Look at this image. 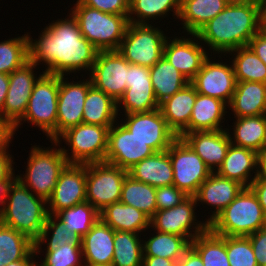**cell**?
<instances>
[{"label":"cell","mask_w":266,"mask_h":266,"mask_svg":"<svg viewBox=\"0 0 266 266\" xmlns=\"http://www.w3.org/2000/svg\"><path fill=\"white\" fill-rule=\"evenodd\" d=\"M11 181L12 180H0V215L2 214L5 205L6 192Z\"/></svg>","instance_id":"cell-60"},{"label":"cell","mask_w":266,"mask_h":266,"mask_svg":"<svg viewBox=\"0 0 266 266\" xmlns=\"http://www.w3.org/2000/svg\"><path fill=\"white\" fill-rule=\"evenodd\" d=\"M99 216L115 231L143 234L150 227V218L145 213L121 201L106 206Z\"/></svg>","instance_id":"cell-31"},{"label":"cell","mask_w":266,"mask_h":266,"mask_svg":"<svg viewBox=\"0 0 266 266\" xmlns=\"http://www.w3.org/2000/svg\"><path fill=\"white\" fill-rule=\"evenodd\" d=\"M118 120L155 152L166 151L178 138L169 128L159 108L148 112L122 115Z\"/></svg>","instance_id":"cell-17"},{"label":"cell","mask_w":266,"mask_h":266,"mask_svg":"<svg viewBox=\"0 0 266 266\" xmlns=\"http://www.w3.org/2000/svg\"><path fill=\"white\" fill-rule=\"evenodd\" d=\"M134 180L155 188L173 185V168L168 151L155 152L128 170Z\"/></svg>","instance_id":"cell-30"},{"label":"cell","mask_w":266,"mask_h":266,"mask_svg":"<svg viewBox=\"0 0 266 266\" xmlns=\"http://www.w3.org/2000/svg\"><path fill=\"white\" fill-rule=\"evenodd\" d=\"M85 266H111L114 254V230L100 218L81 239Z\"/></svg>","instance_id":"cell-24"},{"label":"cell","mask_w":266,"mask_h":266,"mask_svg":"<svg viewBox=\"0 0 266 266\" xmlns=\"http://www.w3.org/2000/svg\"><path fill=\"white\" fill-rule=\"evenodd\" d=\"M118 117L117 102L91 85L84 102L83 123L112 126L118 120Z\"/></svg>","instance_id":"cell-34"},{"label":"cell","mask_w":266,"mask_h":266,"mask_svg":"<svg viewBox=\"0 0 266 266\" xmlns=\"http://www.w3.org/2000/svg\"><path fill=\"white\" fill-rule=\"evenodd\" d=\"M227 4L266 3V0H223Z\"/></svg>","instance_id":"cell-61"},{"label":"cell","mask_w":266,"mask_h":266,"mask_svg":"<svg viewBox=\"0 0 266 266\" xmlns=\"http://www.w3.org/2000/svg\"><path fill=\"white\" fill-rule=\"evenodd\" d=\"M48 23L38 31V38L27 30L29 61L43 66L46 74H89L99 50L82 35L72 14L68 11L65 18L61 15Z\"/></svg>","instance_id":"cell-1"},{"label":"cell","mask_w":266,"mask_h":266,"mask_svg":"<svg viewBox=\"0 0 266 266\" xmlns=\"http://www.w3.org/2000/svg\"><path fill=\"white\" fill-rule=\"evenodd\" d=\"M244 188L239 182L222 177L216 172L211 175L200 185L197 193L194 195L198 207L207 208L208 216L204 214L206 222L209 224L217 215L225 209ZM207 205V206H206ZM211 212V213H210Z\"/></svg>","instance_id":"cell-21"},{"label":"cell","mask_w":266,"mask_h":266,"mask_svg":"<svg viewBox=\"0 0 266 266\" xmlns=\"http://www.w3.org/2000/svg\"><path fill=\"white\" fill-rule=\"evenodd\" d=\"M167 151L173 168V185L187 196H194L211 170L182 138L178 137Z\"/></svg>","instance_id":"cell-12"},{"label":"cell","mask_w":266,"mask_h":266,"mask_svg":"<svg viewBox=\"0 0 266 266\" xmlns=\"http://www.w3.org/2000/svg\"><path fill=\"white\" fill-rule=\"evenodd\" d=\"M227 110L228 105L222 100L197 93L189 125L178 137L182 138L186 133L196 131L226 129L225 124L229 123L226 119Z\"/></svg>","instance_id":"cell-23"},{"label":"cell","mask_w":266,"mask_h":266,"mask_svg":"<svg viewBox=\"0 0 266 266\" xmlns=\"http://www.w3.org/2000/svg\"><path fill=\"white\" fill-rule=\"evenodd\" d=\"M56 216L62 220L68 230L81 238L100 218L99 212L87 201L61 210Z\"/></svg>","instance_id":"cell-44"},{"label":"cell","mask_w":266,"mask_h":266,"mask_svg":"<svg viewBox=\"0 0 266 266\" xmlns=\"http://www.w3.org/2000/svg\"><path fill=\"white\" fill-rule=\"evenodd\" d=\"M120 201L145 213L150 219L157 211L156 188L127 175L123 181Z\"/></svg>","instance_id":"cell-39"},{"label":"cell","mask_w":266,"mask_h":266,"mask_svg":"<svg viewBox=\"0 0 266 266\" xmlns=\"http://www.w3.org/2000/svg\"><path fill=\"white\" fill-rule=\"evenodd\" d=\"M190 246L200 255L204 266H230L226 251V236H220L209 228L195 237Z\"/></svg>","instance_id":"cell-40"},{"label":"cell","mask_w":266,"mask_h":266,"mask_svg":"<svg viewBox=\"0 0 266 266\" xmlns=\"http://www.w3.org/2000/svg\"><path fill=\"white\" fill-rule=\"evenodd\" d=\"M178 266H204L200 255L189 246L178 260Z\"/></svg>","instance_id":"cell-55"},{"label":"cell","mask_w":266,"mask_h":266,"mask_svg":"<svg viewBox=\"0 0 266 266\" xmlns=\"http://www.w3.org/2000/svg\"><path fill=\"white\" fill-rule=\"evenodd\" d=\"M227 3L223 0H181L180 14L177 20L178 31L196 34L208 21L218 15ZM181 21V22H180ZM180 22V23H179Z\"/></svg>","instance_id":"cell-28"},{"label":"cell","mask_w":266,"mask_h":266,"mask_svg":"<svg viewBox=\"0 0 266 266\" xmlns=\"http://www.w3.org/2000/svg\"><path fill=\"white\" fill-rule=\"evenodd\" d=\"M152 83L150 79V68L134 65L128 62V77L126 84Z\"/></svg>","instance_id":"cell-51"},{"label":"cell","mask_w":266,"mask_h":266,"mask_svg":"<svg viewBox=\"0 0 266 266\" xmlns=\"http://www.w3.org/2000/svg\"><path fill=\"white\" fill-rule=\"evenodd\" d=\"M250 188L256 194L262 210L266 215V178L256 177L252 181Z\"/></svg>","instance_id":"cell-54"},{"label":"cell","mask_w":266,"mask_h":266,"mask_svg":"<svg viewBox=\"0 0 266 266\" xmlns=\"http://www.w3.org/2000/svg\"><path fill=\"white\" fill-rule=\"evenodd\" d=\"M209 55L197 35L191 33L174 32L167 37L163 47V56L189 81L201 70Z\"/></svg>","instance_id":"cell-15"},{"label":"cell","mask_w":266,"mask_h":266,"mask_svg":"<svg viewBox=\"0 0 266 266\" xmlns=\"http://www.w3.org/2000/svg\"><path fill=\"white\" fill-rule=\"evenodd\" d=\"M18 35L0 40V73L11 74L29 61L27 33Z\"/></svg>","instance_id":"cell-43"},{"label":"cell","mask_w":266,"mask_h":266,"mask_svg":"<svg viewBox=\"0 0 266 266\" xmlns=\"http://www.w3.org/2000/svg\"><path fill=\"white\" fill-rule=\"evenodd\" d=\"M71 77L59 75L56 139L69 128L83 123L84 102L92 83L88 75Z\"/></svg>","instance_id":"cell-14"},{"label":"cell","mask_w":266,"mask_h":266,"mask_svg":"<svg viewBox=\"0 0 266 266\" xmlns=\"http://www.w3.org/2000/svg\"><path fill=\"white\" fill-rule=\"evenodd\" d=\"M35 253L37 258H39L37 259L38 266H85L82 246L65 244L62 247H58L55 251H35Z\"/></svg>","instance_id":"cell-45"},{"label":"cell","mask_w":266,"mask_h":266,"mask_svg":"<svg viewBox=\"0 0 266 266\" xmlns=\"http://www.w3.org/2000/svg\"><path fill=\"white\" fill-rule=\"evenodd\" d=\"M86 201V164H68L60 173L52 195L47 200L48 214Z\"/></svg>","instance_id":"cell-20"},{"label":"cell","mask_w":266,"mask_h":266,"mask_svg":"<svg viewBox=\"0 0 266 266\" xmlns=\"http://www.w3.org/2000/svg\"><path fill=\"white\" fill-rule=\"evenodd\" d=\"M59 75L44 73L33 87L28 106L23 117L13 126L19 132L23 124L39 128L48 141L56 140ZM18 131V132H16Z\"/></svg>","instance_id":"cell-7"},{"label":"cell","mask_w":266,"mask_h":266,"mask_svg":"<svg viewBox=\"0 0 266 266\" xmlns=\"http://www.w3.org/2000/svg\"><path fill=\"white\" fill-rule=\"evenodd\" d=\"M142 236H144L142 238L143 256L162 257L178 262L185 250L190 246V243L184 237L171 233H162L154 230L151 226Z\"/></svg>","instance_id":"cell-33"},{"label":"cell","mask_w":266,"mask_h":266,"mask_svg":"<svg viewBox=\"0 0 266 266\" xmlns=\"http://www.w3.org/2000/svg\"><path fill=\"white\" fill-rule=\"evenodd\" d=\"M123 96L117 102V114L127 115L158 109L152 83L126 84Z\"/></svg>","instance_id":"cell-37"},{"label":"cell","mask_w":266,"mask_h":266,"mask_svg":"<svg viewBox=\"0 0 266 266\" xmlns=\"http://www.w3.org/2000/svg\"><path fill=\"white\" fill-rule=\"evenodd\" d=\"M265 25L266 3L227 4L196 35L212 55H226L248 46L250 39Z\"/></svg>","instance_id":"cell-2"},{"label":"cell","mask_w":266,"mask_h":266,"mask_svg":"<svg viewBox=\"0 0 266 266\" xmlns=\"http://www.w3.org/2000/svg\"><path fill=\"white\" fill-rule=\"evenodd\" d=\"M165 22L164 20L160 26L129 23L118 49L119 53L130 64L153 67L163 57L164 43L171 32L167 28H161Z\"/></svg>","instance_id":"cell-9"},{"label":"cell","mask_w":266,"mask_h":266,"mask_svg":"<svg viewBox=\"0 0 266 266\" xmlns=\"http://www.w3.org/2000/svg\"><path fill=\"white\" fill-rule=\"evenodd\" d=\"M9 87V74L0 73V119H3V107Z\"/></svg>","instance_id":"cell-57"},{"label":"cell","mask_w":266,"mask_h":266,"mask_svg":"<svg viewBox=\"0 0 266 266\" xmlns=\"http://www.w3.org/2000/svg\"><path fill=\"white\" fill-rule=\"evenodd\" d=\"M248 46L266 65V25L250 39Z\"/></svg>","instance_id":"cell-52"},{"label":"cell","mask_w":266,"mask_h":266,"mask_svg":"<svg viewBox=\"0 0 266 266\" xmlns=\"http://www.w3.org/2000/svg\"><path fill=\"white\" fill-rule=\"evenodd\" d=\"M10 149L0 152V180H13L15 178L17 169L15 166L17 164H15V157Z\"/></svg>","instance_id":"cell-50"},{"label":"cell","mask_w":266,"mask_h":266,"mask_svg":"<svg viewBox=\"0 0 266 266\" xmlns=\"http://www.w3.org/2000/svg\"><path fill=\"white\" fill-rule=\"evenodd\" d=\"M87 75L94 87L118 102L127 88L128 61L118 50L99 51Z\"/></svg>","instance_id":"cell-16"},{"label":"cell","mask_w":266,"mask_h":266,"mask_svg":"<svg viewBox=\"0 0 266 266\" xmlns=\"http://www.w3.org/2000/svg\"><path fill=\"white\" fill-rule=\"evenodd\" d=\"M188 196L174 185L156 188L157 210L170 209L179 205Z\"/></svg>","instance_id":"cell-47"},{"label":"cell","mask_w":266,"mask_h":266,"mask_svg":"<svg viewBox=\"0 0 266 266\" xmlns=\"http://www.w3.org/2000/svg\"><path fill=\"white\" fill-rule=\"evenodd\" d=\"M150 79L159 104L190 83L164 56L150 67Z\"/></svg>","instance_id":"cell-35"},{"label":"cell","mask_w":266,"mask_h":266,"mask_svg":"<svg viewBox=\"0 0 266 266\" xmlns=\"http://www.w3.org/2000/svg\"><path fill=\"white\" fill-rule=\"evenodd\" d=\"M180 3L181 0H130L128 21L136 24L159 23L160 25L164 18H168L166 19L168 21L172 16L175 23L180 14Z\"/></svg>","instance_id":"cell-32"},{"label":"cell","mask_w":266,"mask_h":266,"mask_svg":"<svg viewBox=\"0 0 266 266\" xmlns=\"http://www.w3.org/2000/svg\"><path fill=\"white\" fill-rule=\"evenodd\" d=\"M154 153L149 145L135 137L119 120L109 128L105 162L128 171Z\"/></svg>","instance_id":"cell-18"},{"label":"cell","mask_w":266,"mask_h":266,"mask_svg":"<svg viewBox=\"0 0 266 266\" xmlns=\"http://www.w3.org/2000/svg\"><path fill=\"white\" fill-rule=\"evenodd\" d=\"M70 6L68 11L78 22L82 35L94 47L99 51L119 49L129 24L128 15L104 13L82 5L78 0Z\"/></svg>","instance_id":"cell-6"},{"label":"cell","mask_w":266,"mask_h":266,"mask_svg":"<svg viewBox=\"0 0 266 266\" xmlns=\"http://www.w3.org/2000/svg\"><path fill=\"white\" fill-rule=\"evenodd\" d=\"M33 250L28 236L0 222V266L25 259Z\"/></svg>","instance_id":"cell-41"},{"label":"cell","mask_w":266,"mask_h":266,"mask_svg":"<svg viewBox=\"0 0 266 266\" xmlns=\"http://www.w3.org/2000/svg\"><path fill=\"white\" fill-rule=\"evenodd\" d=\"M41 70L42 67L28 61L9 74V87L3 107V119L12 126L25 114L33 87L44 74L43 70L40 72Z\"/></svg>","instance_id":"cell-19"},{"label":"cell","mask_w":266,"mask_h":266,"mask_svg":"<svg viewBox=\"0 0 266 266\" xmlns=\"http://www.w3.org/2000/svg\"><path fill=\"white\" fill-rule=\"evenodd\" d=\"M257 177L266 178V146L257 152Z\"/></svg>","instance_id":"cell-58"},{"label":"cell","mask_w":266,"mask_h":266,"mask_svg":"<svg viewBox=\"0 0 266 266\" xmlns=\"http://www.w3.org/2000/svg\"><path fill=\"white\" fill-rule=\"evenodd\" d=\"M81 237L68 230L56 215L48 214L40 237L34 242L35 251H55L65 244L81 246ZM44 248V249H43Z\"/></svg>","instance_id":"cell-38"},{"label":"cell","mask_w":266,"mask_h":266,"mask_svg":"<svg viewBox=\"0 0 266 266\" xmlns=\"http://www.w3.org/2000/svg\"><path fill=\"white\" fill-rule=\"evenodd\" d=\"M216 173L250 187L257 177V152L231 144Z\"/></svg>","instance_id":"cell-26"},{"label":"cell","mask_w":266,"mask_h":266,"mask_svg":"<svg viewBox=\"0 0 266 266\" xmlns=\"http://www.w3.org/2000/svg\"><path fill=\"white\" fill-rule=\"evenodd\" d=\"M110 127L81 123L63 132L55 142L69 164L105 162Z\"/></svg>","instance_id":"cell-8"},{"label":"cell","mask_w":266,"mask_h":266,"mask_svg":"<svg viewBox=\"0 0 266 266\" xmlns=\"http://www.w3.org/2000/svg\"><path fill=\"white\" fill-rule=\"evenodd\" d=\"M190 83L197 93L220 99L229 105L236 88L231 61L227 59V55L210 54Z\"/></svg>","instance_id":"cell-13"},{"label":"cell","mask_w":266,"mask_h":266,"mask_svg":"<svg viewBox=\"0 0 266 266\" xmlns=\"http://www.w3.org/2000/svg\"><path fill=\"white\" fill-rule=\"evenodd\" d=\"M142 266H178V262L162 257L143 256Z\"/></svg>","instance_id":"cell-56"},{"label":"cell","mask_w":266,"mask_h":266,"mask_svg":"<svg viewBox=\"0 0 266 266\" xmlns=\"http://www.w3.org/2000/svg\"><path fill=\"white\" fill-rule=\"evenodd\" d=\"M265 227L266 215L250 187H244L208 224V228L220 236H248Z\"/></svg>","instance_id":"cell-5"},{"label":"cell","mask_w":266,"mask_h":266,"mask_svg":"<svg viewBox=\"0 0 266 266\" xmlns=\"http://www.w3.org/2000/svg\"><path fill=\"white\" fill-rule=\"evenodd\" d=\"M13 126L5 119H0V152L6 151L11 147L15 138Z\"/></svg>","instance_id":"cell-53"},{"label":"cell","mask_w":266,"mask_h":266,"mask_svg":"<svg viewBox=\"0 0 266 266\" xmlns=\"http://www.w3.org/2000/svg\"><path fill=\"white\" fill-rule=\"evenodd\" d=\"M142 234L114 230V254L111 266H142Z\"/></svg>","instance_id":"cell-42"},{"label":"cell","mask_w":266,"mask_h":266,"mask_svg":"<svg viewBox=\"0 0 266 266\" xmlns=\"http://www.w3.org/2000/svg\"><path fill=\"white\" fill-rule=\"evenodd\" d=\"M182 139L198 154L211 172H216L222 164L231 145L226 129L186 133Z\"/></svg>","instance_id":"cell-22"},{"label":"cell","mask_w":266,"mask_h":266,"mask_svg":"<svg viewBox=\"0 0 266 266\" xmlns=\"http://www.w3.org/2000/svg\"><path fill=\"white\" fill-rule=\"evenodd\" d=\"M48 217L47 201L36 196L18 179L8 185L0 222L28 236L35 242Z\"/></svg>","instance_id":"cell-3"},{"label":"cell","mask_w":266,"mask_h":266,"mask_svg":"<svg viewBox=\"0 0 266 266\" xmlns=\"http://www.w3.org/2000/svg\"><path fill=\"white\" fill-rule=\"evenodd\" d=\"M195 87L188 83L173 96L160 103L159 109L169 128L177 137L188 127L192 109L196 101Z\"/></svg>","instance_id":"cell-27"},{"label":"cell","mask_w":266,"mask_h":266,"mask_svg":"<svg viewBox=\"0 0 266 266\" xmlns=\"http://www.w3.org/2000/svg\"><path fill=\"white\" fill-rule=\"evenodd\" d=\"M49 142L51 145L47 147L40 143L32 145L27 151L25 173L18 170L15 174L16 179L46 201L52 195L60 173L69 164L60 146L55 141Z\"/></svg>","instance_id":"cell-4"},{"label":"cell","mask_w":266,"mask_h":266,"mask_svg":"<svg viewBox=\"0 0 266 266\" xmlns=\"http://www.w3.org/2000/svg\"><path fill=\"white\" fill-rule=\"evenodd\" d=\"M226 55L232 63L236 82L266 83V65L249 46L236 48Z\"/></svg>","instance_id":"cell-36"},{"label":"cell","mask_w":266,"mask_h":266,"mask_svg":"<svg viewBox=\"0 0 266 266\" xmlns=\"http://www.w3.org/2000/svg\"><path fill=\"white\" fill-rule=\"evenodd\" d=\"M263 116H264V120H265V124H266V111H265V113L263 114ZM265 146H266V143H265Z\"/></svg>","instance_id":"cell-62"},{"label":"cell","mask_w":266,"mask_h":266,"mask_svg":"<svg viewBox=\"0 0 266 266\" xmlns=\"http://www.w3.org/2000/svg\"><path fill=\"white\" fill-rule=\"evenodd\" d=\"M231 120H233V123L230 124L233 126H229L227 123L226 131L232 145L255 152L265 147L266 124L263 115L233 118Z\"/></svg>","instance_id":"cell-29"},{"label":"cell","mask_w":266,"mask_h":266,"mask_svg":"<svg viewBox=\"0 0 266 266\" xmlns=\"http://www.w3.org/2000/svg\"><path fill=\"white\" fill-rule=\"evenodd\" d=\"M128 171L107 162L86 164V201L98 212L119 202Z\"/></svg>","instance_id":"cell-10"},{"label":"cell","mask_w":266,"mask_h":266,"mask_svg":"<svg viewBox=\"0 0 266 266\" xmlns=\"http://www.w3.org/2000/svg\"><path fill=\"white\" fill-rule=\"evenodd\" d=\"M228 110V119L263 115L266 111V83L236 82Z\"/></svg>","instance_id":"cell-25"},{"label":"cell","mask_w":266,"mask_h":266,"mask_svg":"<svg viewBox=\"0 0 266 266\" xmlns=\"http://www.w3.org/2000/svg\"><path fill=\"white\" fill-rule=\"evenodd\" d=\"M37 259L35 250H33L25 259L10 262L4 266H38Z\"/></svg>","instance_id":"cell-59"},{"label":"cell","mask_w":266,"mask_h":266,"mask_svg":"<svg viewBox=\"0 0 266 266\" xmlns=\"http://www.w3.org/2000/svg\"><path fill=\"white\" fill-rule=\"evenodd\" d=\"M82 5L95 8L101 12L128 15L130 0H78Z\"/></svg>","instance_id":"cell-48"},{"label":"cell","mask_w":266,"mask_h":266,"mask_svg":"<svg viewBox=\"0 0 266 266\" xmlns=\"http://www.w3.org/2000/svg\"><path fill=\"white\" fill-rule=\"evenodd\" d=\"M230 266H258L248 236H226Z\"/></svg>","instance_id":"cell-46"},{"label":"cell","mask_w":266,"mask_h":266,"mask_svg":"<svg viewBox=\"0 0 266 266\" xmlns=\"http://www.w3.org/2000/svg\"><path fill=\"white\" fill-rule=\"evenodd\" d=\"M198 206L194 196H188L179 205L170 209L157 210L150 219V226L162 233L184 237L189 243L208 229L206 219L195 212ZM198 213V214H197ZM199 217V218H198Z\"/></svg>","instance_id":"cell-11"},{"label":"cell","mask_w":266,"mask_h":266,"mask_svg":"<svg viewBox=\"0 0 266 266\" xmlns=\"http://www.w3.org/2000/svg\"><path fill=\"white\" fill-rule=\"evenodd\" d=\"M258 266H266V227L248 235Z\"/></svg>","instance_id":"cell-49"}]
</instances>
